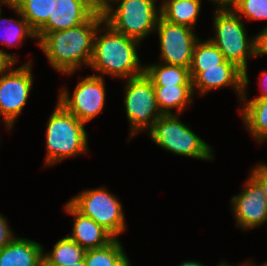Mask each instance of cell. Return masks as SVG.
<instances>
[{"mask_svg":"<svg viewBox=\"0 0 267 266\" xmlns=\"http://www.w3.org/2000/svg\"><path fill=\"white\" fill-rule=\"evenodd\" d=\"M151 140L177 155L212 159L211 147L173 114H163L149 130Z\"/></svg>","mask_w":267,"mask_h":266,"instance_id":"obj_6","label":"cell"},{"mask_svg":"<svg viewBox=\"0 0 267 266\" xmlns=\"http://www.w3.org/2000/svg\"><path fill=\"white\" fill-rule=\"evenodd\" d=\"M98 10L90 0H53L52 16L39 31H60L81 25Z\"/></svg>","mask_w":267,"mask_h":266,"instance_id":"obj_14","label":"cell"},{"mask_svg":"<svg viewBox=\"0 0 267 266\" xmlns=\"http://www.w3.org/2000/svg\"><path fill=\"white\" fill-rule=\"evenodd\" d=\"M189 70L193 92L195 86L202 94H205L207 91L231 85L240 94V99L246 93L244 71L230 61L225 60L218 67L190 68Z\"/></svg>","mask_w":267,"mask_h":266,"instance_id":"obj_13","label":"cell"},{"mask_svg":"<svg viewBox=\"0 0 267 266\" xmlns=\"http://www.w3.org/2000/svg\"><path fill=\"white\" fill-rule=\"evenodd\" d=\"M219 266H229L228 264H225V263H222V264H220ZM242 266H253L252 264H243Z\"/></svg>","mask_w":267,"mask_h":266,"instance_id":"obj_38","label":"cell"},{"mask_svg":"<svg viewBox=\"0 0 267 266\" xmlns=\"http://www.w3.org/2000/svg\"><path fill=\"white\" fill-rule=\"evenodd\" d=\"M106 33L94 37L93 55L90 67L102 74L120 78H133L144 73L139 64L137 45L140 41L116 32L109 24L104 22Z\"/></svg>","mask_w":267,"mask_h":266,"instance_id":"obj_2","label":"cell"},{"mask_svg":"<svg viewBox=\"0 0 267 266\" xmlns=\"http://www.w3.org/2000/svg\"><path fill=\"white\" fill-rule=\"evenodd\" d=\"M104 22L103 11L98 10L81 25L60 31H38V44L54 69L70 75L81 64L90 65L94 37Z\"/></svg>","mask_w":267,"mask_h":266,"instance_id":"obj_1","label":"cell"},{"mask_svg":"<svg viewBox=\"0 0 267 266\" xmlns=\"http://www.w3.org/2000/svg\"><path fill=\"white\" fill-rule=\"evenodd\" d=\"M156 101L162 114H172L173 107L178 109V115L192 100L194 94L192 85L153 86Z\"/></svg>","mask_w":267,"mask_h":266,"instance_id":"obj_18","label":"cell"},{"mask_svg":"<svg viewBox=\"0 0 267 266\" xmlns=\"http://www.w3.org/2000/svg\"><path fill=\"white\" fill-rule=\"evenodd\" d=\"M86 249L68 236L58 240L53 250L43 254V266H64L78 263L85 258Z\"/></svg>","mask_w":267,"mask_h":266,"instance_id":"obj_20","label":"cell"},{"mask_svg":"<svg viewBox=\"0 0 267 266\" xmlns=\"http://www.w3.org/2000/svg\"><path fill=\"white\" fill-rule=\"evenodd\" d=\"M166 1H183V0H166Z\"/></svg>","mask_w":267,"mask_h":266,"instance_id":"obj_39","label":"cell"},{"mask_svg":"<svg viewBox=\"0 0 267 266\" xmlns=\"http://www.w3.org/2000/svg\"><path fill=\"white\" fill-rule=\"evenodd\" d=\"M66 211L73 215V231L69 238L84 249L101 248L112 242L115 237L93 219L83 215L70 202L65 205Z\"/></svg>","mask_w":267,"mask_h":266,"instance_id":"obj_15","label":"cell"},{"mask_svg":"<svg viewBox=\"0 0 267 266\" xmlns=\"http://www.w3.org/2000/svg\"><path fill=\"white\" fill-rule=\"evenodd\" d=\"M41 244L23 238H13L0 250V266H43Z\"/></svg>","mask_w":267,"mask_h":266,"instance_id":"obj_16","label":"cell"},{"mask_svg":"<svg viewBox=\"0 0 267 266\" xmlns=\"http://www.w3.org/2000/svg\"><path fill=\"white\" fill-rule=\"evenodd\" d=\"M241 99L246 102L241 114L248 131L257 141H265L267 139V98H254L247 102L244 93Z\"/></svg>","mask_w":267,"mask_h":266,"instance_id":"obj_19","label":"cell"},{"mask_svg":"<svg viewBox=\"0 0 267 266\" xmlns=\"http://www.w3.org/2000/svg\"><path fill=\"white\" fill-rule=\"evenodd\" d=\"M108 3H111V0H94V5L102 10Z\"/></svg>","mask_w":267,"mask_h":266,"instance_id":"obj_33","label":"cell"},{"mask_svg":"<svg viewBox=\"0 0 267 266\" xmlns=\"http://www.w3.org/2000/svg\"><path fill=\"white\" fill-rule=\"evenodd\" d=\"M15 63L16 58H14L11 54L0 50V75H3Z\"/></svg>","mask_w":267,"mask_h":266,"instance_id":"obj_29","label":"cell"},{"mask_svg":"<svg viewBox=\"0 0 267 266\" xmlns=\"http://www.w3.org/2000/svg\"><path fill=\"white\" fill-rule=\"evenodd\" d=\"M161 58L165 64L190 69L194 47L198 41L192 28L167 22L161 17L157 23Z\"/></svg>","mask_w":267,"mask_h":266,"instance_id":"obj_11","label":"cell"},{"mask_svg":"<svg viewBox=\"0 0 267 266\" xmlns=\"http://www.w3.org/2000/svg\"><path fill=\"white\" fill-rule=\"evenodd\" d=\"M85 124L69 113L59 102L47 125L46 164L87 152Z\"/></svg>","mask_w":267,"mask_h":266,"instance_id":"obj_4","label":"cell"},{"mask_svg":"<svg viewBox=\"0 0 267 266\" xmlns=\"http://www.w3.org/2000/svg\"><path fill=\"white\" fill-rule=\"evenodd\" d=\"M200 3L201 0L164 1L160 7L161 18L193 29L200 14Z\"/></svg>","mask_w":267,"mask_h":266,"instance_id":"obj_17","label":"cell"},{"mask_svg":"<svg viewBox=\"0 0 267 266\" xmlns=\"http://www.w3.org/2000/svg\"><path fill=\"white\" fill-rule=\"evenodd\" d=\"M4 4H16L18 0H0Z\"/></svg>","mask_w":267,"mask_h":266,"instance_id":"obj_36","label":"cell"},{"mask_svg":"<svg viewBox=\"0 0 267 266\" xmlns=\"http://www.w3.org/2000/svg\"><path fill=\"white\" fill-rule=\"evenodd\" d=\"M231 9L249 20L267 19V0H238Z\"/></svg>","mask_w":267,"mask_h":266,"instance_id":"obj_26","label":"cell"},{"mask_svg":"<svg viewBox=\"0 0 267 266\" xmlns=\"http://www.w3.org/2000/svg\"><path fill=\"white\" fill-rule=\"evenodd\" d=\"M243 24L241 17L231 8H217L214 18L216 35L210 40L220 49L225 60L236 64L244 71V87H246L249 83L247 59L258 56V44L257 35L249 42Z\"/></svg>","mask_w":267,"mask_h":266,"instance_id":"obj_3","label":"cell"},{"mask_svg":"<svg viewBox=\"0 0 267 266\" xmlns=\"http://www.w3.org/2000/svg\"><path fill=\"white\" fill-rule=\"evenodd\" d=\"M215 3L219 4V9H229L231 5L234 7L238 0H212Z\"/></svg>","mask_w":267,"mask_h":266,"instance_id":"obj_31","label":"cell"},{"mask_svg":"<svg viewBox=\"0 0 267 266\" xmlns=\"http://www.w3.org/2000/svg\"><path fill=\"white\" fill-rule=\"evenodd\" d=\"M8 6L12 7V9H14L16 11V13H18L19 16H21V19L18 20H13V19H6V22H10L8 25V29L6 32V37L3 38L2 43L7 44L10 47H13L14 44L20 42L21 40L24 39L26 36L31 37V38H36L37 39V35L36 32L32 29V27L30 26V24L27 22V20L21 15L18 7L15 4H8ZM0 15H1V9H0ZM1 21L4 22L5 19H0V24ZM14 24V25H11ZM1 28V27H0Z\"/></svg>","mask_w":267,"mask_h":266,"instance_id":"obj_25","label":"cell"},{"mask_svg":"<svg viewBox=\"0 0 267 266\" xmlns=\"http://www.w3.org/2000/svg\"><path fill=\"white\" fill-rule=\"evenodd\" d=\"M144 72L153 82V86L192 85L189 68L180 65L163 63L145 66Z\"/></svg>","mask_w":267,"mask_h":266,"instance_id":"obj_21","label":"cell"},{"mask_svg":"<svg viewBox=\"0 0 267 266\" xmlns=\"http://www.w3.org/2000/svg\"><path fill=\"white\" fill-rule=\"evenodd\" d=\"M250 176L260 185L267 199V164H259Z\"/></svg>","mask_w":267,"mask_h":266,"instance_id":"obj_27","label":"cell"},{"mask_svg":"<svg viewBox=\"0 0 267 266\" xmlns=\"http://www.w3.org/2000/svg\"><path fill=\"white\" fill-rule=\"evenodd\" d=\"M15 5L36 33L52 16L53 0H18Z\"/></svg>","mask_w":267,"mask_h":266,"instance_id":"obj_22","label":"cell"},{"mask_svg":"<svg viewBox=\"0 0 267 266\" xmlns=\"http://www.w3.org/2000/svg\"><path fill=\"white\" fill-rule=\"evenodd\" d=\"M124 103L127 118L131 124V136L138 131L150 130L161 113L157 101L153 82L145 74L127 79Z\"/></svg>","mask_w":267,"mask_h":266,"instance_id":"obj_7","label":"cell"},{"mask_svg":"<svg viewBox=\"0 0 267 266\" xmlns=\"http://www.w3.org/2000/svg\"><path fill=\"white\" fill-rule=\"evenodd\" d=\"M64 266H86V265H85V261L82 260V261H80L78 263H74V264H71V265H64Z\"/></svg>","mask_w":267,"mask_h":266,"instance_id":"obj_37","label":"cell"},{"mask_svg":"<svg viewBox=\"0 0 267 266\" xmlns=\"http://www.w3.org/2000/svg\"><path fill=\"white\" fill-rule=\"evenodd\" d=\"M13 238L12 231L9 229L6 219L0 214V250Z\"/></svg>","mask_w":267,"mask_h":266,"instance_id":"obj_28","label":"cell"},{"mask_svg":"<svg viewBox=\"0 0 267 266\" xmlns=\"http://www.w3.org/2000/svg\"><path fill=\"white\" fill-rule=\"evenodd\" d=\"M224 61L223 53L210 39L205 42L198 40L194 47L190 68L218 67Z\"/></svg>","mask_w":267,"mask_h":266,"instance_id":"obj_23","label":"cell"},{"mask_svg":"<svg viewBox=\"0 0 267 266\" xmlns=\"http://www.w3.org/2000/svg\"><path fill=\"white\" fill-rule=\"evenodd\" d=\"M179 266H204V265L200 264L199 262L187 261V262H183Z\"/></svg>","mask_w":267,"mask_h":266,"instance_id":"obj_35","label":"cell"},{"mask_svg":"<svg viewBox=\"0 0 267 266\" xmlns=\"http://www.w3.org/2000/svg\"><path fill=\"white\" fill-rule=\"evenodd\" d=\"M103 78V76L97 75L83 78L77 84L73 97L69 96L68 91L62 89L58 102L69 113L86 124V122L99 115L104 107L105 85Z\"/></svg>","mask_w":267,"mask_h":266,"instance_id":"obj_10","label":"cell"},{"mask_svg":"<svg viewBox=\"0 0 267 266\" xmlns=\"http://www.w3.org/2000/svg\"><path fill=\"white\" fill-rule=\"evenodd\" d=\"M258 55L267 54V27L257 35Z\"/></svg>","mask_w":267,"mask_h":266,"instance_id":"obj_30","label":"cell"},{"mask_svg":"<svg viewBox=\"0 0 267 266\" xmlns=\"http://www.w3.org/2000/svg\"><path fill=\"white\" fill-rule=\"evenodd\" d=\"M111 266H130V262L125 252Z\"/></svg>","mask_w":267,"mask_h":266,"instance_id":"obj_32","label":"cell"},{"mask_svg":"<svg viewBox=\"0 0 267 266\" xmlns=\"http://www.w3.org/2000/svg\"><path fill=\"white\" fill-rule=\"evenodd\" d=\"M115 238L112 242L101 248L88 249L85 254L86 266H111L123 253V247Z\"/></svg>","mask_w":267,"mask_h":266,"instance_id":"obj_24","label":"cell"},{"mask_svg":"<svg viewBox=\"0 0 267 266\" xmlns=\"http://www.w3.org/2000/svg\"><path fill=\"white\" fill-rule=\"evenodd\" d=\"M262 76H264L263 78L265 79V81H267V73L266 71L261 72ZM265 83V82H264ZM267 83V82H266ZM266 85V84H265ZM256 98H267V88L263 89L262 91V95L256 97Z\"/></svg>","mask_w":267,"mask_h":266,"instance_id":"obj_34","label":"cell"},{"mask_svg":"<svg viewBox=\"0 0 267 266\" xmlns=\"http://www.w3.org/2000/svg\"><path fill=\"white\" fill-rule=\"evenodd\" d=\"M119 3L113 11L108 3L103 9L104 19L116 32L141 41L156 29L161 17L155 0H111ZM158 12V13H157Z\"/></svg>","mask_w":267,"mask_h":266,"instance_id":"obj_5","label":"cell"},{"mask_svg":"<svg viewBox=\"0 0 267 266\" xmlns=\"http://www.w3.org/2000/svg\"><path fill=\"white\" fill-rule=\"evenodd\" d=\"M244 190L232 198L237 225L247 230L267 222V199L260 185L250 176Z\"/></svg>","mask_w":267,"mask_h":266,"instance_id":"obj_12","label":"cell"},{"mask_svg":"<svg viewBox=\"0 0 267 266\" xmlns=\"http://www.w3.org/2000/svg\"><path fill=\"white\" fill-rule=\"evenodd\" d=\"M31 73L29 62L0 76V114L7 129L12 128L27 102L33 84Z\"/></svg>","mask_w":267,"mask_h":266,"instance_id":"obj_9","label":"cell"},{"mask_svg":"<svg viewBox=\"0 0 267 266\" xmlns=\"http://www.w3.org/2000/svg\"><path fill=\"white\" fill-rule=\"evenodd\" d=\"M69 202L83 215L103 226L115 238L126 227L119 200L104 188L86 190Z\"/></svg>","mask_w":267,"mask_h":266,"instance_id":"obj_8","label":"cell"}]
</instances>
